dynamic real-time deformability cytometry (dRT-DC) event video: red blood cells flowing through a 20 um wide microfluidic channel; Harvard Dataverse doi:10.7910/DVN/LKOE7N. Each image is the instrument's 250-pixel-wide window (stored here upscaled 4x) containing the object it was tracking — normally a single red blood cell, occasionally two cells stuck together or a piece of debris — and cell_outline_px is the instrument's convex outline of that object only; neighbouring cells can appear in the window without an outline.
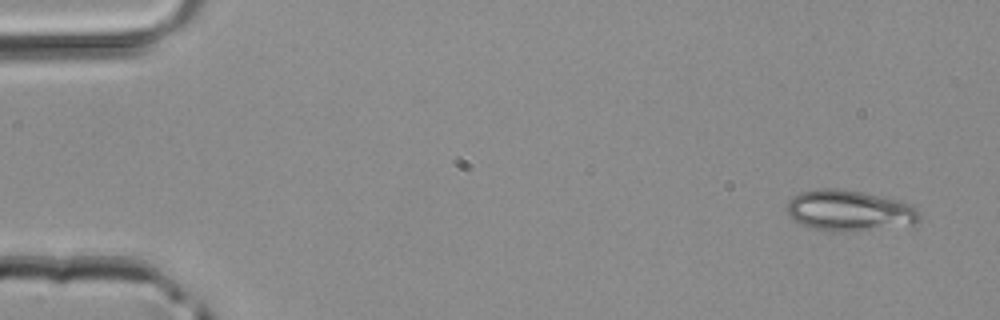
{"species": "common noctule bat (a hibernating species)", "species_latin": "Nyctalus noctula", "temperature_condition": "room temperature", "stored_images_in_passage": 3, "camera_frame_rate_fps": 3000, "um_per_image_px": 0.085, "animal": {"sex": "male", "body_mass_g": 20.4}, "frame": {"image": 1, "passage_image": 1, "time_ms": 0.0, "image_size_px": [1000, 320], "cell_outline_px": [[920, 220], [912, 224], [864, 228], [812, 228], [800, 224], [788, 216], [788, 200], [792, 196], [800, 192], [820, 188], [840, 188], [864, 192], [900, 200], [912, 204], [920, 212]], "centroid_in_image_um": [72.18, 17.82], "position_along_channel_um": 12.8, "area_um2": 30.52}}